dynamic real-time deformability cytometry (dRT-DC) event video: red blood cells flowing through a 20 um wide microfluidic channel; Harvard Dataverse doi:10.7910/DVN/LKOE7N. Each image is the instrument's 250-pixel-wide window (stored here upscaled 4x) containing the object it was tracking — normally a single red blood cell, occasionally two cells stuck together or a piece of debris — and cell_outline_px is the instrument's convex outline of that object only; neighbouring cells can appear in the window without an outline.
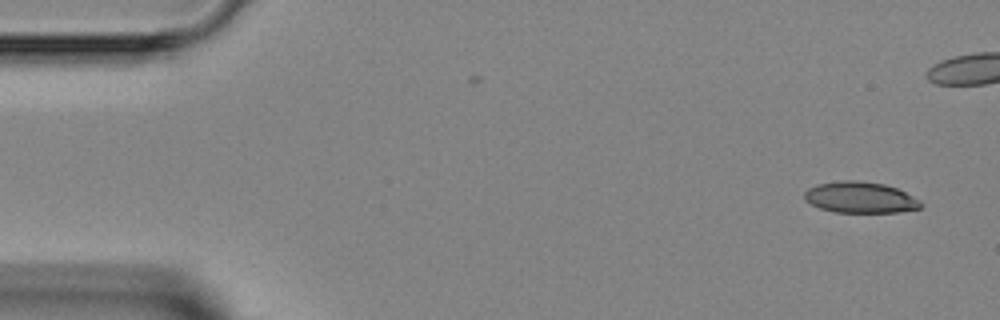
{"species": "Egyptian fruit bat (a non-hibernating species)", "species_latin": "Rousettus aegyptiacus", "temperature_condition": "room temperature", "stored_images_in_passage": 5, "camera_frame_rate_fps": 3000, "um_per_image_px": 0.085, "animal": {"sex": "female"}, "frame": {"image": 1, "passage_image": 1, "time_ms": 0.0, "image_size_px": [1000, 320], "cell_outline_px": [[920, 208], [896, 212], [836, 212], [820, 208], [804, 200], [804, 192], [808, 188], [816, 184], [840, 180], [856, 180], [884, 184], [896, 188], [920, 200]], "centroid_in_image_um": [73.07, 16.77], "position_along_channel_um": 11.9, "area_um2": 20.98}}
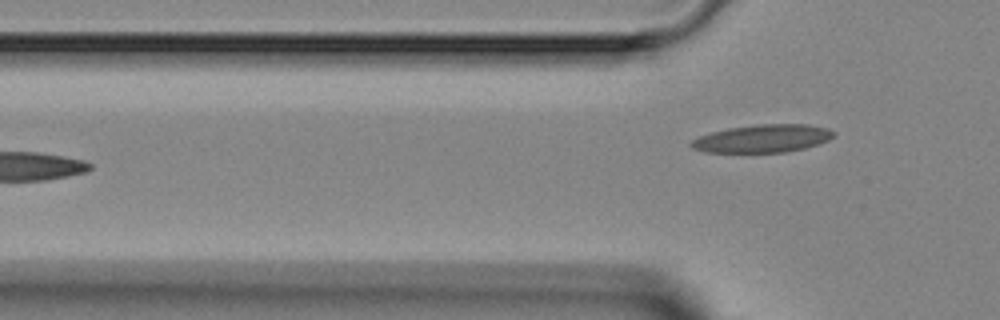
{"frame": {"image": 2, "passage_image": 5, "time_ms": 5.333, "image_size_px": [1000, 320], "cell_outline_px": [[836, 136], [828, 140], [804, 148], [784, 152], [704, 152], [692, 148], [688, 144], [692, 140], [700, 136], [712, 132], [728, 128], [756, 124], [808, 124], [828, 128], [836, 132]], "centroid_in_image_um": [64.83, 11.76], "position_along_channel_um": 61.0, "area_um2": 23.18}}